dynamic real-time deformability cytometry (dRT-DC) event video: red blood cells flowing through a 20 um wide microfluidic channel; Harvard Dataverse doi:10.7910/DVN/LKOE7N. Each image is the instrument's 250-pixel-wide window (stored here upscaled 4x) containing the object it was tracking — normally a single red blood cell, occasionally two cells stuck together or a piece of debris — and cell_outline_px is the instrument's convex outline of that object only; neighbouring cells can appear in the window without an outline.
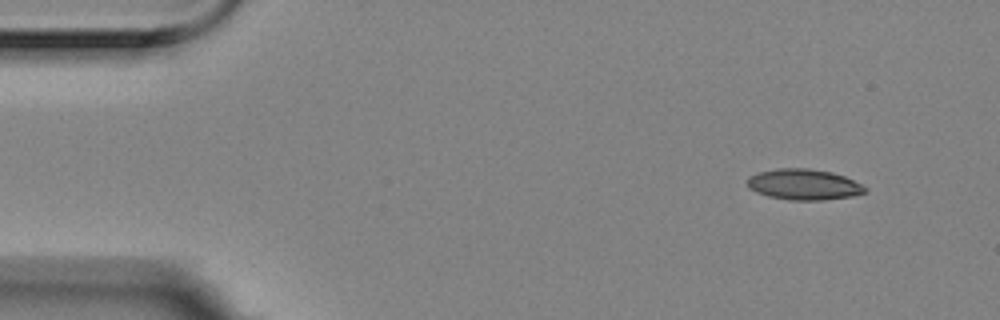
{"species": "Egyptian fruit bat (a non-hibernating species)", "species_latin": "Rousettus aegyptiacus", "temperature_condition": "room temperature", "stored_images_in_passage": 2, "camera_frame_rate_fps": 3000, "um_per_image_px": 0.085, "animal": {"sex": "female"}, "frame": {"image": 1, "passage_image": 2, "time_ms": 0.333, "image_size_px": [1000, 320], "cell_outline_px": [[868, 192], [852, 196], [820, 200], [788, 200], [768, 196], [756, 192], [748, 188], [748, 176], [760, 172], [776, 168], [808, 168], [832, 172], [844, 176], [868, 188]], "centroid_in_image_um": [68.32, 15.68], "position_along_channel_um": 16.7, "area_um2": 21.15}}